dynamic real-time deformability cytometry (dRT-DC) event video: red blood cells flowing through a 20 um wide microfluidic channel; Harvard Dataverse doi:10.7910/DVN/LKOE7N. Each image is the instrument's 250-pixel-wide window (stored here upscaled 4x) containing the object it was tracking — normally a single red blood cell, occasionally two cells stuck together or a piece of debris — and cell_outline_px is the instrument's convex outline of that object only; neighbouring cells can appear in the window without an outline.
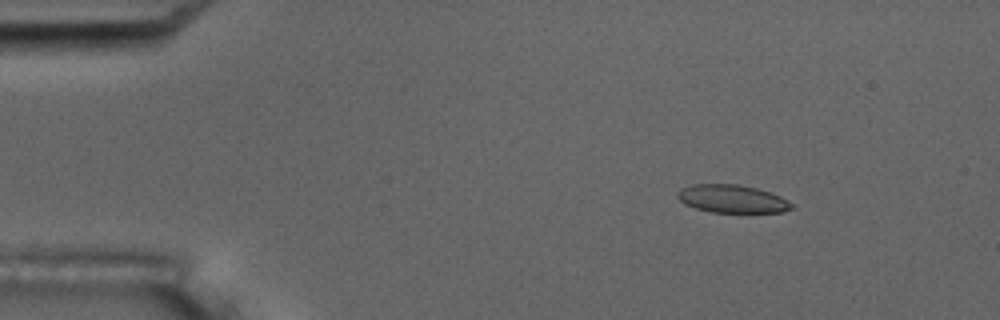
{"species": "common noctule bat (a hibernating species)", "species_latin": "Nyctalus noctula", "temperature_condition": "room temperature", "stored_images_in_passage": 9, "camera_frame_rate_fps": 3000, "um_per_image_px": 0.085, "animal": {"sex": "male", "body_mass_g": 17.5, "forearm_length_mm": 52.3}, "frame": {"image": 1, "passage_image": 3, "time_ms": 2.0, "image_size_px": [1000, 320], "cell_outline_px": [[796, 208], [784, 212], [712, 212], [696, 208], [684, 204], [676, 196], [676, 192], [680, 188], [692, 184], [736, 184], [756, 188], [772, 192], [788, 200]], "centroid_in_image_um": [62.24, 16.9], "position_along_channel_um": 22.8, "area_um2": 18.79}}
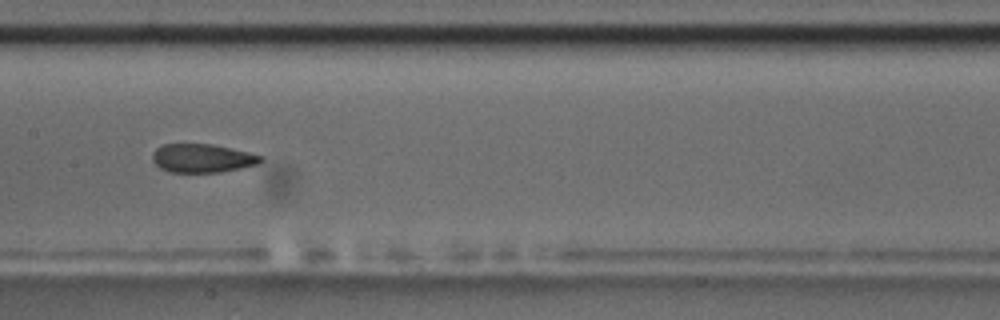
{"frame": {"image": 2, "passage_image": 9, "time_ms": 9.0, "image_size_px": [1000, 320], "cell_outline_px": [[264, 160], [256, 164], [240, 168], [220, 172], [168, 172], [160, 168], [152, 160], [152, 152], [156, 148], [164, 144], [212, 144], [232, 148], [264, 156]], "centroid_in_image_um": [17.19, 13.44], "position_along_channel_um": 190.2, "area_um2": 18.09}}